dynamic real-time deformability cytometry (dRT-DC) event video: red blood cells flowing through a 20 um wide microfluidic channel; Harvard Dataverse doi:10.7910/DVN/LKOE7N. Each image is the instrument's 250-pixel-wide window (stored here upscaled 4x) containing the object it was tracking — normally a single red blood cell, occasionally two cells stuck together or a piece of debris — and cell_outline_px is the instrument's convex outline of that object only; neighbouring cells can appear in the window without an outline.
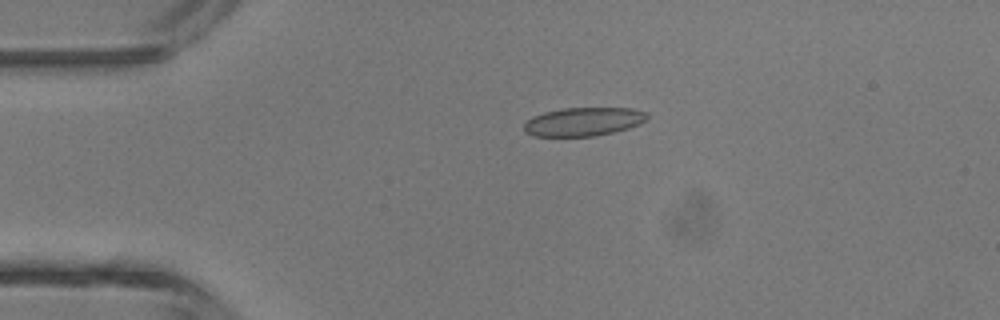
{"species": "common noctule bat (a hibernating species)", "species_latin": "Nyctalus noctula", "temperature_condition": "room temperature", "stored_images_in_passage": 4, "camera_frame_rate_fps": 3000, "um_per_image_px": 0.085, "animal": {"sex": "male", "body_mass_g": 13.3}, "frame": {"image": 1, "passage_image": 3, "time_ms": 2.333, "image_size_px": [1000, 320], "cell_outline_px": [[648, 120], [640, 124], [628, 128], [596, 136], [532, 136], [524, 132], [524, 124], [532, 116], [544, 112], [564, 108], [632, 108], [648, 112]], "centroid_in_image_um": [49.61, 10.34], "position_along_channel_um": 35.4, "area_um2": 20.63}}